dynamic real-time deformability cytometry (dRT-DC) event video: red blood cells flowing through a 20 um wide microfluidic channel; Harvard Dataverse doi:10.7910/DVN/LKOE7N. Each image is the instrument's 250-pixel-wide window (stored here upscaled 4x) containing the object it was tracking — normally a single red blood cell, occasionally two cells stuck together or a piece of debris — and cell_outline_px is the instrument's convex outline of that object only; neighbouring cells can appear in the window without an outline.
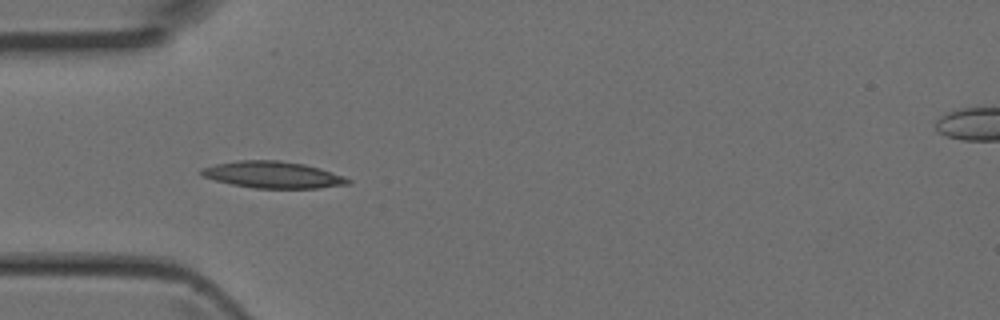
{"species": "Egyptian fruit bat (a non-hibernating species)", "species_latin": "Rousettus aegyptiacus", "temperature_condition": "room temperature", "stored_images_in_passage": 4, "camera_frame_rate_fps": 3000, "um_per_image_px": 0.085, "animal": {"sex": "female"}, "frame": {"image": 1, "passage_image": 3, "time_ms": 0.667, "image_size_px": [1000, 320], "cell_outline_px": [[352, 184], [320, 188], [252, 188], [232, 184], [200, 176], [200, 168], [216, 164], [236, 160], [280, 160], [304, 164], [320, 168], [344, 176], [352, 180]], "centroid_in_image_um": [23.21, 14.85], "position_along_channel_um": 61.8, "area_um2": 23.0}}
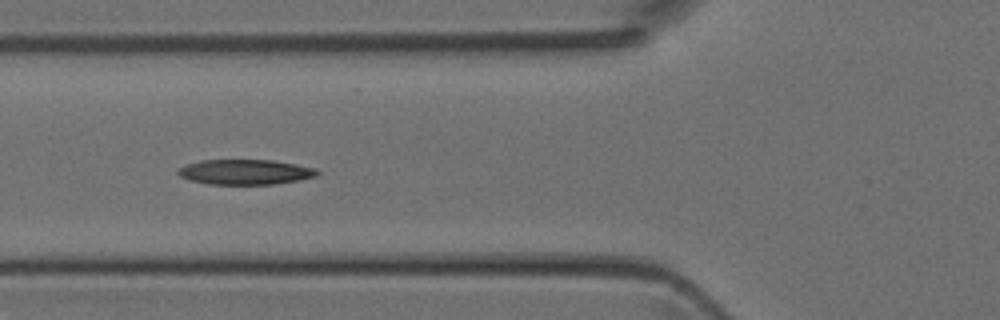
{"frame": {"image": 2, "passage_image": 4, "time_ms": 1.0, "image_size_px": [1000, 320], "cell_outline_px": [[320, 172], [316, 176], [300, 180], [276, 184], [208, 184], [188, 180], [180, 176], [176, 172], [180, 168], [188, 164], [200, 160], [272, 160], [296, 164], [316, 168]], "centroid_in_image_um": [20.86, 14.62], "position_along_channel_um": 104.9, "area_um2": 20.4}}